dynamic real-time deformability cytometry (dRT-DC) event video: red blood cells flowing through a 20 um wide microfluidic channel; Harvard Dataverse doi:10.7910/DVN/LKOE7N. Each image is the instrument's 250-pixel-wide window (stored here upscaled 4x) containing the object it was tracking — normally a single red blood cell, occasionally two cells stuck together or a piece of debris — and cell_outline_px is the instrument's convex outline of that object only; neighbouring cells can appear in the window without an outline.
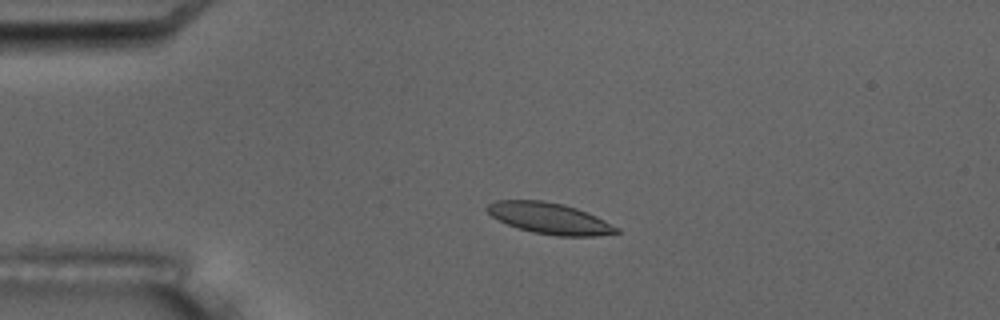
{"species": "common noctule bat (a hibernating species)", "species_latin": "Nyctalus noctula", "temperature_condition": "room temperature", "stored_images_in_passage": 5, "camera_frame_rate_fps": 3000, "um_per_image_px": 0.085, "animal": {"sex": "male", "body_mass_g": 17.5, "forearm_length_mm": 52.3}, "frame": {"image": 1, "passage_image": 4, "time_ms": 4.0, "image_size_px": [1000, 320], "cell_outline_px": [[620, 232], [596, 236], [556, 236], [532, 232], [508, 224], [492, 216], [484, 208], [488, 204], [496, 200], [544, 200], [564, 204], [576, 208], [596, 216], [620, 228]], "centroid_in_image_um": [46.72, 18.55], "position_along_channel_um": 38.3, "area_um2": 23.41}}